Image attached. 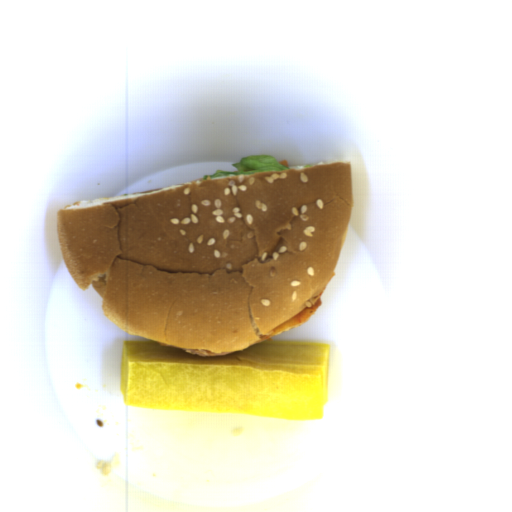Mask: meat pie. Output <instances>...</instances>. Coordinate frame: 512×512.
<instances>
[{
  "instance_id": "meat-pie-1",
  "label": "meat pie",
  "mask_w": 512,
  "mask_h": 512,
  "mask_svg": "<svg viewBox=\"0 0 512 512\" xmlns=\"http://www.w3.org/2000/svg\"><path fill=\"white\" fill-rule=\"evenodd\" d=\"M321 304L322 300L321 297H319L318 300L312 306L304 307L303 309L298 311L296 314L291 316L289 319H287L285 322H283L278 327L273 329L271 332L257 340L252 347L258 345L263 341H267L268 339L274 336L280 335L282 333L297 328L298 326L309 320L319 310Z\"/></svg>"
}]
</instances>
